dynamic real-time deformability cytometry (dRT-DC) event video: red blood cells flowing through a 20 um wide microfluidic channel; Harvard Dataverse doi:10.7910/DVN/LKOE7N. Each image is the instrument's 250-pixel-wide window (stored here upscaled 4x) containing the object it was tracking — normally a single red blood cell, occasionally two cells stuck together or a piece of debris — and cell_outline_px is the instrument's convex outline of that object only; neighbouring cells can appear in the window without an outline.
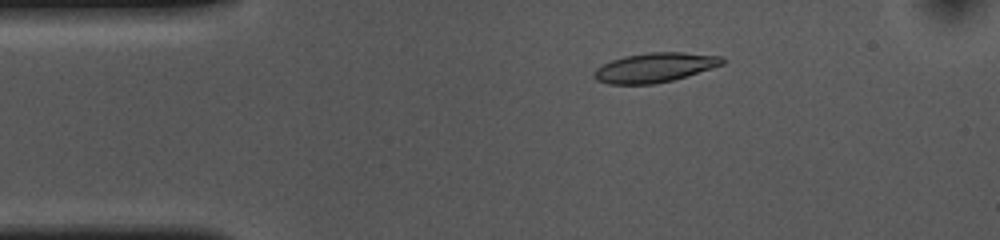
{"species": "common noctule bat (a hibernating species)", "species_latin": "Nyctalus noctula", "temperature_condition": "cold", "stored_images_in_passage": 54, "camera_frame_rate_fps": 3000, "um_per_image_px": 0.085, "animal": {"sex": "female", "body_mass_g": 10.0, "forearm_length_mm": 53.1}, "frame": {"image": 1, "passage_image": 9, "time_ms": 2.667, "image_size_px": [1000, 240], "cell_outline_px": [[724, 64], [712, 68], [672, 80], [652, 84], [608, 84], [596, 80], [592, 76], [592, 72], [596, 68], [612, 60], [624, 56], [648, 52], [684, 52], [724, 56]], "centroid_in_image_um": [55.64, 5.73], "position_along_channel_um": 29.4, "area_um2": 22.08}}
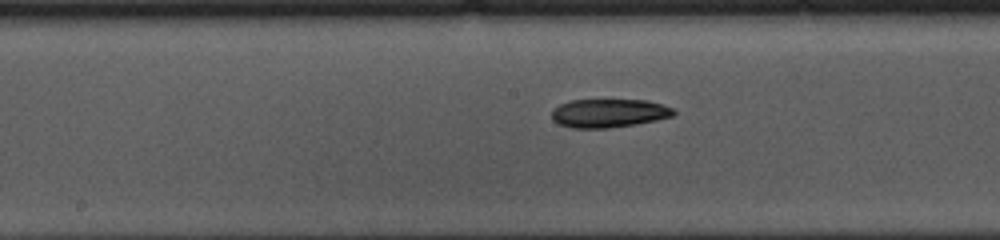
{"frame": {"image": 2, "passage_image": 26, "time_ms": 8.333, "image_size_px": [1000, 240], "cell_outline_px": [[676, 112], [672, 116], [656, 120], [636, 124], [608, 128], [572, 128], [560, 124], [552, 120], [552, 108], [560, 104], [572, 100], [648, 100], [664, 104], [676, 108]], "centroid_in_image_um": [51.78, 9.61], "position_along_channel_um": 196.4, "area_um2": 20.46}}
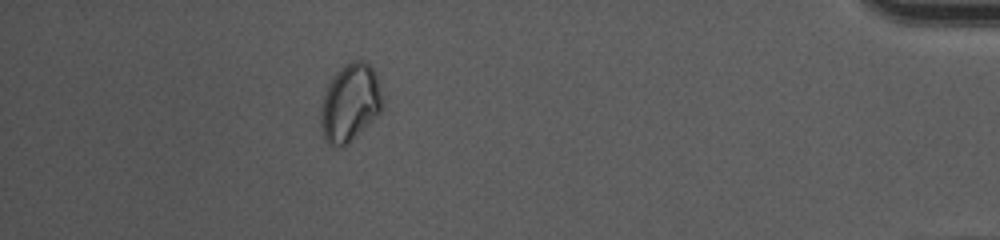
{"frame": {"image": 3, "passage_image": 48, "time_ms": 15.667, "image_size_px": [1000, 240], "cell_outline_px": [[380, 112], [348, 144], [340, 148], [336, 148], [328, 144], [324, 140], [320, 120], [320, 112], [324, 96], [328, 84], [332, 76], [344, 64], [352, 60], [364, 60], [376, 72], [380, 84]], "centroid_in_image_um": [29.72, 8.74], "position_along_channel_um": 405.5, "area_um2": 27.86}, "authors_computed_cell_mechanics": {"area_um2": 21.4438, "velocity_mm_per_s": 3.6221, "shape_relaxation_time_tau1_ms": 7.4559, "shape_relaxation_time_tau2_ms": null, "deformation_change_tau1": 0.136, "deformation_change_tau2": null}}